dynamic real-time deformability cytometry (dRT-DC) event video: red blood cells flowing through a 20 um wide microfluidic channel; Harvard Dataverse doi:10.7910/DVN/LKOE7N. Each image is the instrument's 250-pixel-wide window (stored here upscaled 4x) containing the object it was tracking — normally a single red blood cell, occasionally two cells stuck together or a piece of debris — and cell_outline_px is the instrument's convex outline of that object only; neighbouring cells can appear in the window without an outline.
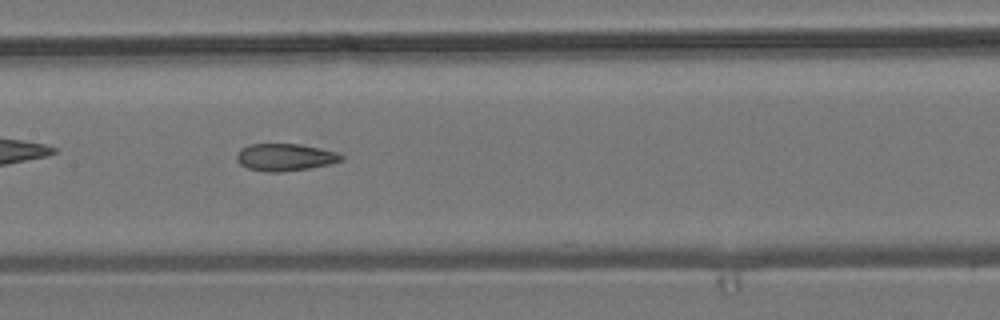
{"species": "common noctule bat (a hibernating species)", "species_latin": "Nyctalus noctula", "temperature_condition": "room temperature", "stored_images_in_passage": 39, "camera_frame_rate_fps": 3000, "um_per_image_px": 0.085, "animal": {"sex": "male", "body_mass_g": 19.2, "forearm_length_mm": 51.8}, "frame": {"image": 1, "passage_image": 12, "time_ms": 3.667, "image_size_px": [1000, 320], "cell_outline_px": [[344, 160], [328, 164], [308, 168], [280, 172], [264, 172], [248, 168], [240, 164], [236, 160], [236, 152], [240, 148], [248, 144], [300, 144], [320, 148], [336, 152], [344, 156]], "centroid_in_image_um": [24.19, 13.36], "position_along_channel_um": 183.2, "area_um2": 16.7}, "authors_computed_cell_mechanics": {"area_um2": 16.7042, "velocity_mm_per_s": 3.8594, "shape_relaxation_time_tau1_ms": null, "shape_relaxation_time_tau2_ms": 2.7993, "deformation_change_tau1": null, "deformation_change_tau2": 0.1085}}